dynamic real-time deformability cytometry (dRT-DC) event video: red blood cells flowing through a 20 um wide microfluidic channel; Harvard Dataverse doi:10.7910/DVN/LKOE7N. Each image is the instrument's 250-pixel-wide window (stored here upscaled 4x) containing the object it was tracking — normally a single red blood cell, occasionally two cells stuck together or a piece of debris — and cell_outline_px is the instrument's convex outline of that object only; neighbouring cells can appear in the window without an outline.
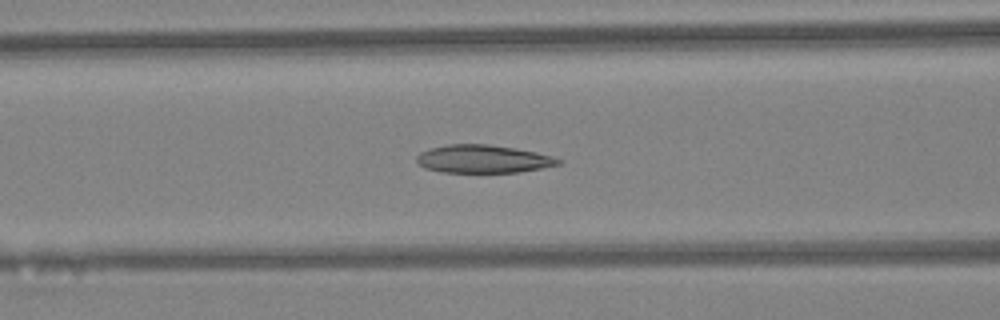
{"species": "Egyptian fruit bat (a non-hibernating species)", "species_latin": "Rousettus aegyptiacus", "temperature_condition": "warm", "stored_images_in_passage": 45, "camera_frame_rate_fps": 3000, "um_per_image_px": 0.085, "animal": {"sex": "female"}, "frame": {"image": 1, "passage_image": 19, "time_ms": 6.0, "image_size_px": [1000, 320], "cell_outline_px": [[564, 160], [560, 164], [520, 172], [440, 172], [424, 168], [416, 164], [416, 156], [420, 152], [428, 148], [448, 144], [488, 144], [536, 152], [552, 156]], "centroid_in_image_um": [41.01, 13.51], "position_along_channel_um": 125.6, "area_um2": 23.24}}
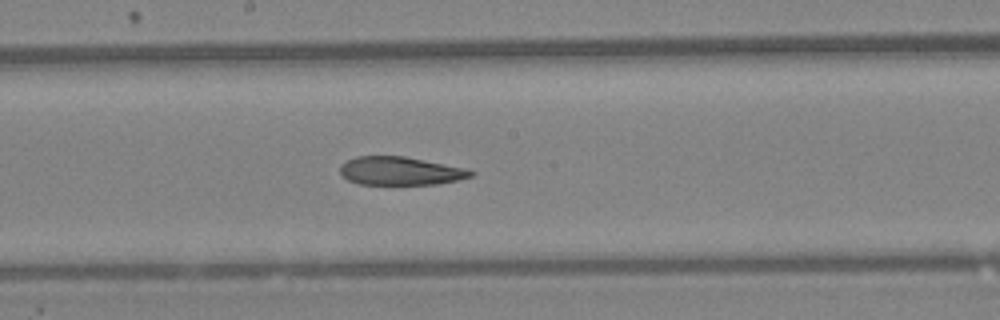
{"frame": {"image": 2, "passage_image": 25, "time_ms": 8.0, "image_size_px": [1000, 320], "cell_outline_px": [[476, 172], [472, 176], [460, 180], [440, 184], [360, 184], [348, 180], [340, 172], [340, 164], [356, 156], [404, 156], [468, 168]], "centroid_in_image_um": [34.08, 14.53], "position_along_channel_um": 214.1, "area_um2": 21.73}}
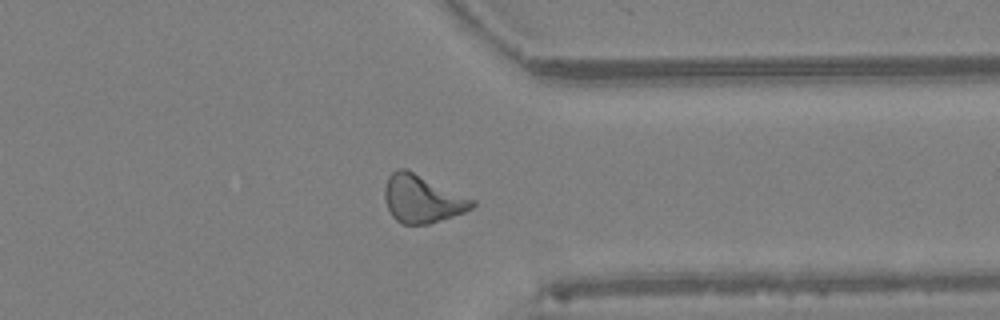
{"frame": {"image": 3, "passage_image": 36, "time_ms": 11.667, "image_size_px": [1000, 320], "cell_outline_px": [[476, 204], [472, 208], [464, 212], [428, 224], [400, 224], [392, 216], [384, 200], [384, 188], [388, 176], [396, 168], [404, 168], [476, 200]], "centroid_in_image_um": [35.86, 16.91], "position_along_channel_um": 375.5, "area_um2": 24.22}, "authors_computed_cell_mechanics": {"area_um2": 23.4668, "velocity_mm_per_s": 4.4576, "shape_relaxation_time_tau1_ms": null, "shape_relaxation_time_tau2_ms": 9.2112, "deformation_change_tau1": null, "deformation_change_tau2": 0.2278}}